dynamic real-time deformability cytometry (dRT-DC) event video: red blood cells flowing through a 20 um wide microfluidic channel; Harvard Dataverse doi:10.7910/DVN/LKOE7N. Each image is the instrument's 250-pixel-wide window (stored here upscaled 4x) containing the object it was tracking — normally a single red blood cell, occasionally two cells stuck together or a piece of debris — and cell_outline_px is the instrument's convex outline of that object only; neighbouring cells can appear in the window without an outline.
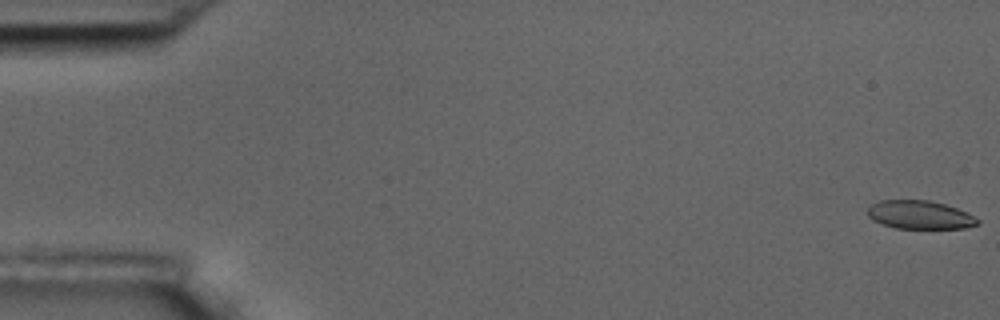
{"species": "common noctule bat (a hibernating species)", "species_latin": "Nyctalus noctula", "temperature_condition": "room temperature", "stored_images_in_passage": 6, "camera_frame_rate_fps": 3000, "um_per_image_px": 0.085, "animal": {"sex": "male", "body_mass_g": 17.5, "forearm_length_mm": 52.3}, "frame": {"image": 1, "passage_image": 1, "time_ms": 0.0, "image_size_px": [1000, 320], "cell_outline_px": [[980, 224], [964, 228], [896, 228], [872, 220], [868, 216], [868, 208], [872, 204], [880, 200], [928, 200], [944, 204], [956, 208], [980, 220]], "centroid_in_image_um": [78.17, 18.26], "position_along_channel_um": 6.8, "area_um2": 17.98}}
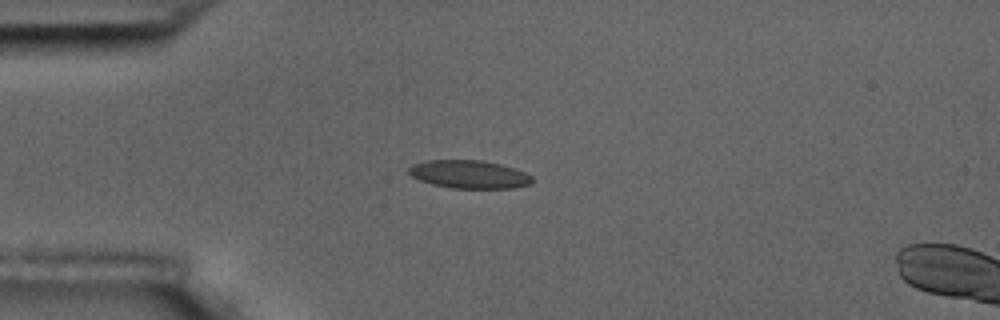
{"frame": {"image": 2, "passage_image": 5, "time_ms": 4.667, "image_size_px": [1000, 320], "cell_outline_px": [[532, 184], [512, 188], [452, 188], [432, 184], [420, 180], [412, 176], [408, 172], [408, 168], [412, 164], [428, 160], [484, 160], [500, 164], [524, 172], [532, 176]], "centroid_in_image_um": [39.87, 14.81], "position_along_channel_um": 45.1, "area_um2": 20.17}}